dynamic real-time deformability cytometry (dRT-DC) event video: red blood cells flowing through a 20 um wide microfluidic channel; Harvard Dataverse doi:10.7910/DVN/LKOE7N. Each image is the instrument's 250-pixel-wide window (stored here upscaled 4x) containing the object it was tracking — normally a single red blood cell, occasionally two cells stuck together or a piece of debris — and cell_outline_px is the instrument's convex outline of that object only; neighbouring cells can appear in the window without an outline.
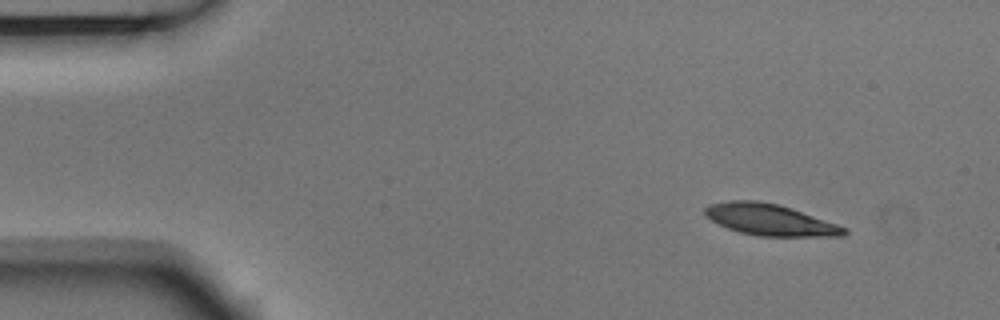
{"species": "Egyptian fruit bat (a non-hibernating species)", "species_latin": "Rousettus aegyptiacus", "temperature_condition": "room temperature", "stored_images_in_passage": 3, "camera_frame_rate_fps": 3000, "um_per_image_px": 0.085, "animal": {"sex": "male"}, "frame": {"image": 1, "passage_image": 1, "time_ms": 0.0, "image_size_px": [1000, 320], "cell_outline_px": [[848, 232], [844, 236], [756, 236], [740, 232], [728, 228], [704, 216], [704, 208], [708, 204], [728, 200], [756, 200], [776, 204], [792, 208], [848, 228]], "centroid_in_image_um": [65.43, 18.67], "position_along_channel_um": 19.6, "area_um2": 25.49}}